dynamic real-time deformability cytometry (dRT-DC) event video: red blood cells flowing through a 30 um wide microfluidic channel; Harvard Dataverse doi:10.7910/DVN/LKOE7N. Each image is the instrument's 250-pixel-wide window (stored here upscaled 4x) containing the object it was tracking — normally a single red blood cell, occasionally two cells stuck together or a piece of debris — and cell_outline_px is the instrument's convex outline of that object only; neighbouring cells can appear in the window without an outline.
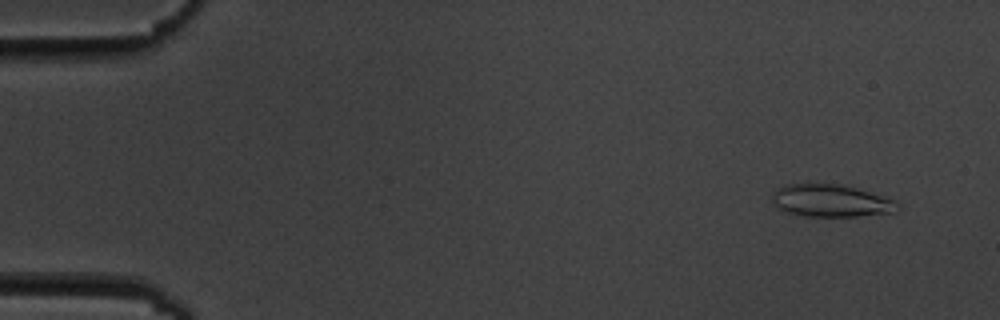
{"species": "common noctule bat (a hibernating species)", "species_latin": "Nyctalus noctula", "temperature_condition": "cold", "stored_images_in_passage": 53, "camera_frame_rate_fps": 3000, "um_per_image_px": 0.085, "animal": {"sex": "male", "body_mass_g": 19.5, "forearm_length_mm": 54.6}, "frame": {"image": 1, "passage_image": 4, "time_ms": 1.0, "image_size_px": [1000, 320], "cell_outline_px": [[900, 208], [896, 212], [856, 216], [804, 216], [788, 212], [776, 208], [772, 200], [772, 192], [776, 188], [784, 184], [840, 184], [888, 196], [900, 204]], "centroid_in_image_um": [70.65, 17.06], "position_along_channel_um": 14.4, "area_um2": 23.99}}
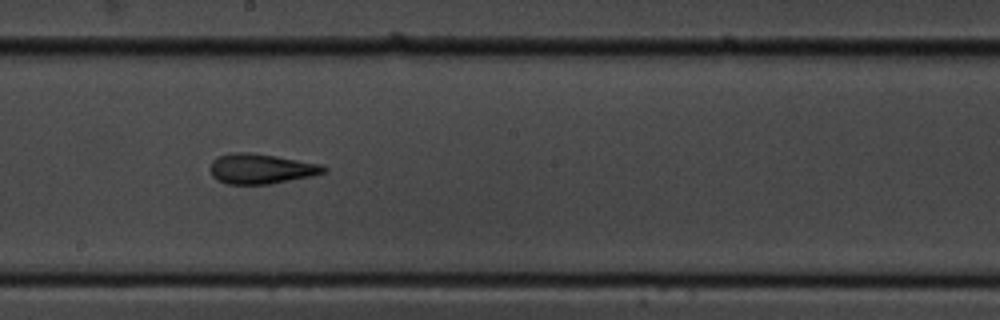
{"frame": {"image": 2, "passage_image": 31, "time_ms": 10.0, "image_size_px": [1000, 320], "cell_outline_px": [[328, 168], [324, 172], [312, 176], [268, 184], [228, 184], [216, 180], [212, 176], [208, 168], [212, 160], [216, 156], [228, 152], [248, 152], [276, 156], [320, 164]], "centroid_in_image_um": [22.11, 14.33], "position_along_channel_um": 226.1, "area_um2": 20.06}}
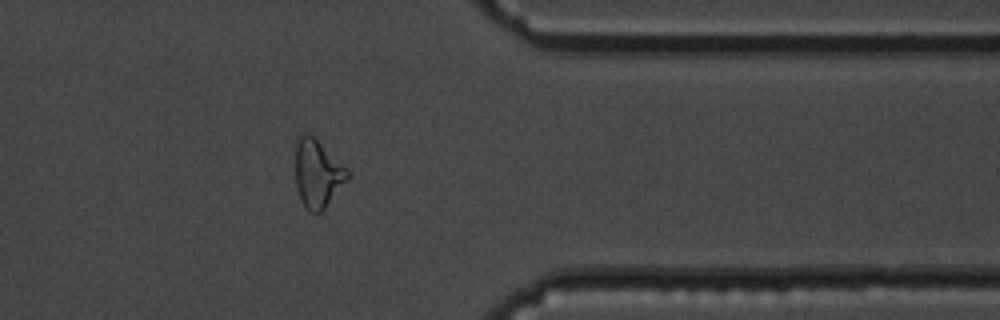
{"frame": {"image": 3, "passage_image": 45, "time_ms": 14.667, "image_size_px": [1000, 320], "cell_outline_px": [[352, 176], [324, 208], [320, 212], [312, 212], [300, 200], [296, 188], [296, 144], [300, 136], [304, 132], [312, 136], [348, 168]], "centroid_in_image_um": [27.02, 14.76], "position_along_channel_um": 384.4, "area_um2": 20.46}}